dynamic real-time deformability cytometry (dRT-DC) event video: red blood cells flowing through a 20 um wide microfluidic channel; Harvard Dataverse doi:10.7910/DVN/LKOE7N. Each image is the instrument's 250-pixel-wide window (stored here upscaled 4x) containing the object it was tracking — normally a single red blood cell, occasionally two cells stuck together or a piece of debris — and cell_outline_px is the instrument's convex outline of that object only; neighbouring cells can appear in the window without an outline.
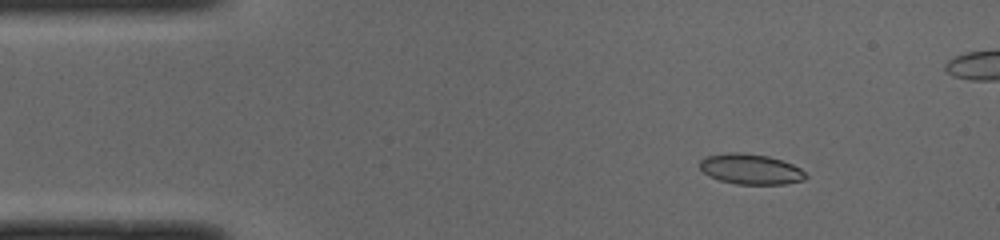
{"species": "common noctule bat (a hibernating species)", "species_latin": "Nyctalus noctula", "temperature_condition": "cold", "stored_images_in_passage": 48, "camera_frame_rate_fps": 3000, "um_per_image_px": 0.085, "animal": {"sex": "male", "body_mass_g": 19.0, "forearm_length_mm": 50.8}, "frame": {"image": 1, "passage_image": 7, "time_ms": 2.0, "image_size_px": [1000, 240], "cell_outline_px": [[808, 176], [804, 180], [784, 184], [736, 184], [720, 180], [708, 176], [700, 168], [700, 160], [704, 156], [728, 152], [744, 152], [768, 156], [792, 164], [800, 168]], "centroid_in_image_um": [63.78, 14.37], "position_along_channel_um": 21.2, "area_um2": 18.84}}
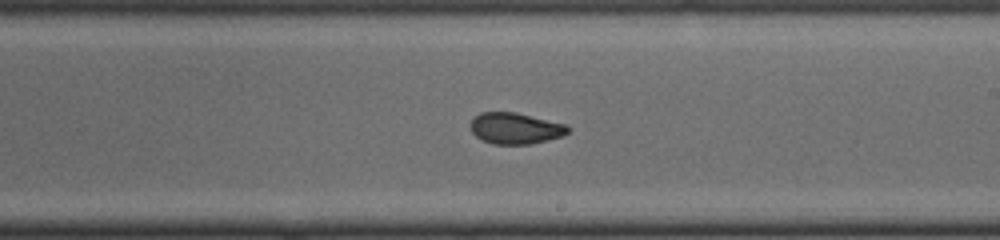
{"frame": {"image": 2, "passage_image": 29, "time_ms": 9.333, "image_size_px": [1000, 240], "cell_outline_px": [[572, 128], [564, 136], [532, 144], [492, 144], [476, 136], [472, 132], [472, 120], [480, 112], [516, 112], [568, 124]], "centroid_in_image_um": [43.89, 10.91], "position_along_channel_um": 245.1, "area_um2": 17.86}}
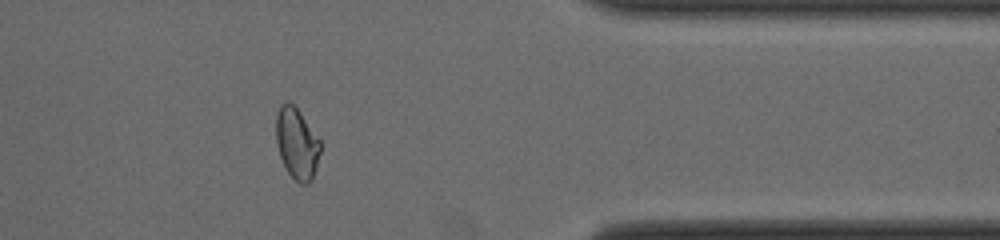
{"frame": {"image": 3, "passage_image": 41, "time_ms": 13.333, "image_size_px": [1000, 240], "cell_outline_px": [[320, 152], [316, 168], [312, 180], [308, 184], [300, 184], [288, 172], [280, 156], [276, 144], [276, 116], [280, 104], [288, 100], [300, 112], [320, 140]], "centroid_in_image_um": [25.22, 12.19], "position_along_channel_um": 386.2, "area_um2": 18.32}}